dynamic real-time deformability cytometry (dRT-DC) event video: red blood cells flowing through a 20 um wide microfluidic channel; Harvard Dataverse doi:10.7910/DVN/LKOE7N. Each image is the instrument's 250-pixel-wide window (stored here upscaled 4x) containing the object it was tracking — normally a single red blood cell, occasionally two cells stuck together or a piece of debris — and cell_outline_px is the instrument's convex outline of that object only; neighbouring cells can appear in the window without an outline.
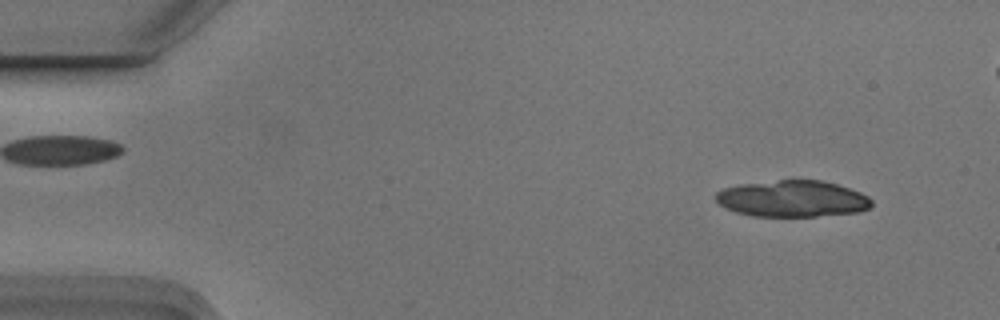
{"species": "Egyptian fruit bat (a non-hibernating species)", "species_latin": "Rousettus aegyptiacus", "temperature_condition": "cold", "stored_images_in_passage": 5, "camera_frame_rate_fps": 3000, "um_per_image_px": 0.085, "animal": {"sex": "male"}, "frame": {"image": 1, "passage_image": 1, "time_ms": 0.0, "image_size_px": [1000, 320], "cell_outline_px": [[872, 204], [868, 208], [860, 212], [816, 216], [752, 216], [736, 212], [720, 204], [716, 200], [716, 192], [720, 188], [740, 184], [780, 180], [824, 180], [860, 192], [868, 196], [872, 200]], "centroid_in_image_um": [67.36, 16.88], "position_along_channel_um": 17.6, "area_um2": 33.12}}